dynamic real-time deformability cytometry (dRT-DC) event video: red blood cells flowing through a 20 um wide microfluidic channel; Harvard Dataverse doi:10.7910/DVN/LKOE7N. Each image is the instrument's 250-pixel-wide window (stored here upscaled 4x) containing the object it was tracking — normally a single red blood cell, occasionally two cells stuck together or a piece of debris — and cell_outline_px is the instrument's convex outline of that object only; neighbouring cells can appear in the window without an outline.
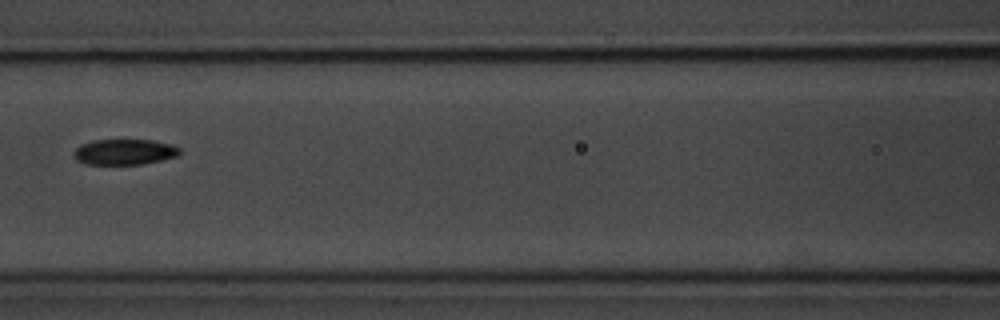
{"species": "common noctule bat (a hibernating species)", "species_latin": "Nyctalus noctula", "temperature_condition": "room temperature", "stored_images_in_passage": 6, "camera_frame_rate_fps": 3000, "um_per_image_px": 0.085, "animal": {"sex": "male", "body_mass_g": 20.1, "forearm_length_mm": 53.5}, "frame": {"image": 1, "passage_image": 6, "time_ms": 1.667, "image_size_px": [1000, 320], "cell_outline_px": [[180, 152], [176, 156], [160, 160], [140, 164], [84, 164], [76, 160], [72, 156], [72, 152], [80, 144], [92, 140], [152, 140], [172, 144], [180, 148]], "centroid_in_image_um": [10.52, 12.91], "position_along_channel_um": 156.1, "area_um2": 15.9}}